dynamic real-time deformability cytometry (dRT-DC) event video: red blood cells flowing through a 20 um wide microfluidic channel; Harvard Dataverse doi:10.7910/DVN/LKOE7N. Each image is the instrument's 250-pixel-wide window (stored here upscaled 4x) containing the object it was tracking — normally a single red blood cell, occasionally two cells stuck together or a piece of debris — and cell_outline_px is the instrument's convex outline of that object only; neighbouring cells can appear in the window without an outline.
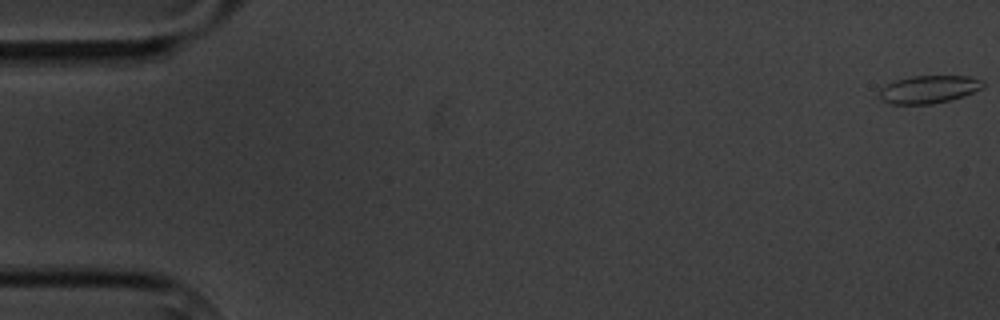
{"species": "common noctule bat (a hibernating species)", "species_latin": "Nyctalus noctula", "temperature_condition": "cold", "stored_images_in_passage": 5, "camera_frame_rate_fps": 3000, "um_per_image_px": 0.085, "animal": {"sex": "male", "body_mass_g": 20.1, "forearm_length_mm": 53.5}, "frame": {"image": 1, "passage_image": 1, "time_ms": 0.0, "image_size_px": [1000, 320], "cell_outline_px": [[984, 88], [964, 96], [932, 104], [888, 104], [880, 100], [880, 88], [896, 80], [912, 76], [972, 76], [984, 80]], "centroid_in_image_um": [78.98, 7.59], "position_along_channel_um": 6.0, "area_um2": 16.94}}